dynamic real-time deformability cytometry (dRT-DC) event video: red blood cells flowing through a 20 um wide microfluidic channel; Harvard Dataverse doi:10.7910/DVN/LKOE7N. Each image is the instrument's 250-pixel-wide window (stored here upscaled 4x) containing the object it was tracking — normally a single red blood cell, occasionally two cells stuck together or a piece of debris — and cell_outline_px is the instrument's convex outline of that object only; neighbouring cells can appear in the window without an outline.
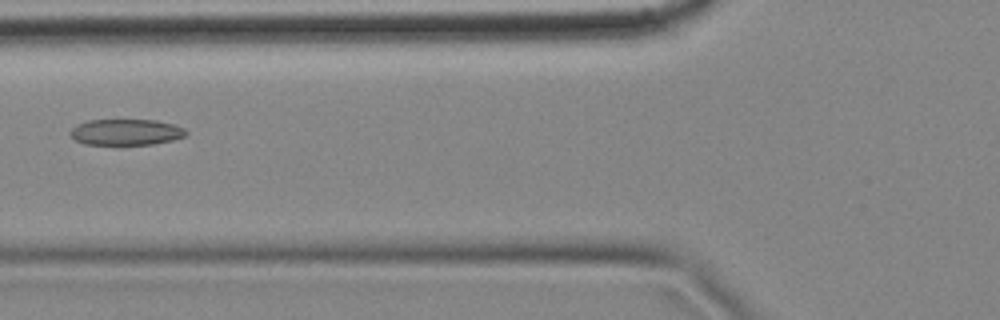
{"species": "common noctule bat (a hibernating species)", "species_latin": "Nyctalus noctula", "temperature_condition": "cold", "stored_images_in_passage": 9, "camera_frame_rate_fps": 3000, "um_per_image_px": 0.085, "animal": {"sex": "female", "body_mass_g": 18.4}, "frame": {"image": 1, "passage_image": 6, "time_ms": 1.667, "image_size_px": [1000, 320], "cell_outline_px": [[188, 132], [184, 136], [172, 140], [152, 144], [116, 148], [84, 144], [76, 140], [68, 132], [76, 124], [88, 120], [156, 120], [176, 124], [184, 128]], "centroid_in_image_um": [10.67, 11.28], "position_along_channel_um": 115.1, "area_um2": 18.55}}
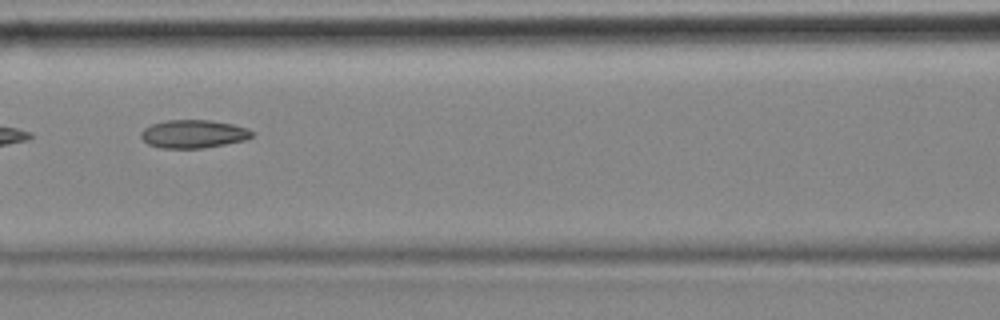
{"frame": {"image": 2, "passage_image": 7, "time_ms": 2.0, "image_size_px": [1000, 320], "cell_outline_px": [[252, 136], [244, 140], [204, 148], [160, 148], [148, 144], [140, 136], [140, 132], [144, 128], [152, 124], [164, 120], [208, 120], [232, 124], [248, 128], [252, 132]], "centroid_in_image_um": [16.4, 11.38], "position_along_channel_um": 150.2, "area_um2": 18.15}}